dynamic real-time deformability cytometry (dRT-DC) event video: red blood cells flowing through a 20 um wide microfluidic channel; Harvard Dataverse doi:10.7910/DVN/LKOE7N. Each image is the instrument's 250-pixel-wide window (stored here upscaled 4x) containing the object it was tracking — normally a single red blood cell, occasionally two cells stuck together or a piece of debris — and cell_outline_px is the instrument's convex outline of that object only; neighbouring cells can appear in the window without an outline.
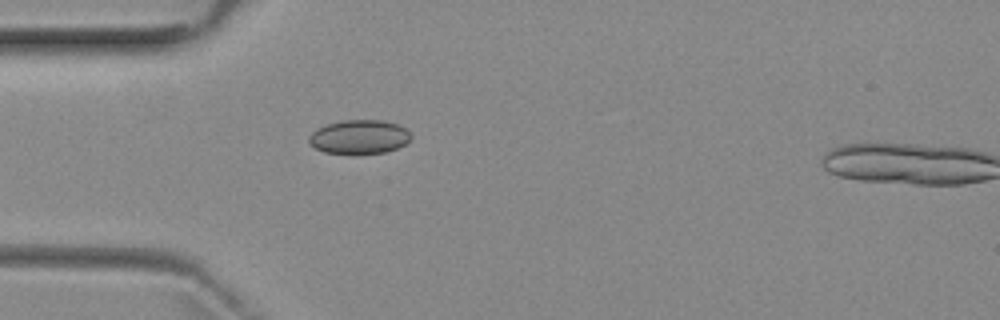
{"species": "common noctule bat (a hibernating species)", "species_latin": "Nyctalus noctula", "temperature_condition": "room temperature", "stored_images_in_passage": 2, "camera_frame_rate_fps": 3000, "um_per_image_px": 0.085, "animal": {"sex": "female", "body_mass_g": 29.2, "forearm_length_mm": 56.3}, "frame": {"image": 1, "passage_image": 1, "time_ms": 0.0, "image_size_px": [1000, 320], "cell_outline_px": [[412, 136], [404, 144], [396, 148], [384, 152], [324, 152], [316, 148], [308, 140], [308, 136], [316, 128], [328, 124], [344, 120], [384, 120], [396, 124], [404, 128]], "centroid_in_image_um": [30.52, 11.6], "position_along_channel_um": 54.5, "area_um2": 19.59}}